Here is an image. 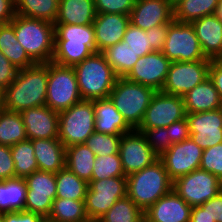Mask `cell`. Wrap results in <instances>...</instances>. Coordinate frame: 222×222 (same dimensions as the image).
<instances>
[{
	"label": "cell",
	"instance_id": "28",
	"mask_svg": "<svg viewBox=\"0 0 222 222\" xmlns=\"http://www.w3.org/2000/svg\"><path fill=\"white\" fill-rule=\"evenodd\" d=\"M0 51L18 70L35 64L18 42L11 23L0 24Z\"/></svg>",
	"mask_w": 222,
	"mask_h": 222
},
{
	"label": "cell",
	"instance_id": "16",
	"mask_svg": "<svg viewBox=\"0 0 222 222\" xmlns=\"http://www.w3.org/2000/svg\"><path fill=\"white\" fill-rule=\"evenodd\" d=\"M203 149L191 138L172 146L159 159L163 162L169 178L174 181L200 167Z\"/></svg>",
	"mask_w": 222,
	"mask_h": 222
},
{
	"label": "cell",
	"instance_id": "22",
	"mask_svg": "<svg viewBox=\"0 0 222 222\" xmlns=\"http://www.w3.org/2000/svg\"><path fill=\"white\" fill-rule=\"evenodd\" d=\"M130 23V15L115 13H96L94 27L96 52L121 42Z\"/></svg>",
	"mask_w": 222,
	"mask_h": 222
},
{
	"label": "cell",
	"instance_id": "37",
	"mask_svg": "<svg viewBox=\"0 0 222 222\" xmlns=\"http://www.w3.org/2000/svg\"><path fill=\"white\" fill-rule=\"evenodd\" d=\"M11 148L16 177L25 178L39 170L31 140L18 142Z\"/></svg>",
	"mask_w": 222,
	"mask_h": 222
},
{
	"label": "cell",
	"instance_id": "18",
	"mask_svg": "<svg viewBox=\"0 0 222 222\" xmlns=\"http://www.w3.org/2000/svg\"><path fill=\"white\" fill-rule=\"evenodd\" d=\"M190 138L203 150L222 142L221 108L186 114Z\"/></svg>",
	"mask_w": 222,
	"mask_h": 222
},
{
	"label": "cell",
	"instance_id": "13",
	"mask_svg": "<svg viewBox=\"0 0 222 222\" xmlns=\"http://www.w3.org/2000/svg\"><path fill=\"white\" fill-rule=\"evenodd\" d=\"M27 193L24 210L49 216L56 198V174L37 170L25 178Z\"/></svg>",
	"mask_w": 222,
	"mask_h": 222
},
{
	"label": "cell",
	"instance_id": "26",
	"mask_svg": "<svg viewBox=\"0 0 222 222\" xmlns=\"http://www.w3.org/2000/svg\"><path fill=\"white\" fill-rule=\"evenodd\" d=\"M185 112L196 113L221 108L222 98L208 77L183 96Z\"/></svg>",
	"mask_w": 222,
	"mask_h": 222
},
{
	"label": "cell",
	"instance_id": "9",
	"mask_svg": "<svg viewBox=\"0 0 222 222\" xmlns=\"http://www.w3.org/2000/svg\"><path fill=\"white\" fill-rule=\"evenodd\" d=\"M127 196V177L91 180L84 204L90 222H97L119 199Z\"/></svg>",
	"mask_w": 222,
	"mask_h": 222
},
{
	"label": "cell",
	"instance_id": "45",
	"mask_svg": "<svg viewBox=\"0 0 222 222\" xmlns=\"http://www.w3.org/2000/svg\"><path fill=\"white\" fill-rule=\"evenodd\" d=\"M15 177L16 173L11 148L0 144V181Z\"/></svg>",
	"mask_w": 222,
	"mask_h": 222
},
{
	"label": "cell",
	"instance_id": "14",
	"mask_svg": "<svg viewBox=\"0 0 222 222\" xmlns=\"http://www.w3.org/2000/svg\"><path fill=\"white\" fill-rule=\"evenodd\" d=\"M185 117L183 97L156 91L138 128L168 127Z\"/></svg>",
	"mask_w": 222,
	"mask_h": 222
},
{
	"label": "cell",
	"instance_id": "50",
	"mask_svg": "<svg viewBox=\"0 0 222 222\" xmlns=\"http://www.w3.org/2000/svg\"><path fill=\"white\" fill-rule=\"evenodd\" d=\"M209 78L222 98V58L212 59L209 66Z\"/></svg>",
	"mask_w": 222,
	"mask_h": 222
},
{
	"label": "cell",
	"instance_id": "42",
	"mask_svg": "<svg viewBox=\"0 0 222 222\" xmlns=\"http://www.w3.org/2000/svg\"><path fill=\"white\" fill-rule=\"evenodd\" d=\"M122 41L128 43L129 47L138 57H142L152 52L145 30H142L131 23L128 24Z\"/></svg>",
	"mask_w": 222,
	"mask_h": 222
},
{
	"label": "cell",
	"instance_id": "49",
	"mask_svg": "<svg viewBox=\"0 0 222 222\" xmlns=\"http://www.w3.org/2000/svg\"><path fill=\"white\" fill-rule=\"evenodd\" d=\"M41 217L39 214L25 210L5 212L4 222H39Z\"/></svg>",
	"mask_w": 222,
	"mask_h": 222
},
{
	"label": "cell",
	"instance_id": "4",
	"mask_svg": "<svg viewBox=\"0 0 222 222\" xmlns=\"http://www.w3.org/2000/svg\"><path fill=\"white\" fill-rule=\"evenodd\" d=\"M172 187L173 181L160 159L127 176V196L143 211L168 194Z\"/></svg>",
	"mask_w": 222,
	"mask_h": 222
},
{
	"label": "cell",
	"instance_id": "31",
	"mask_svg": "<svg viewBox=\"0 0 222 222\" xmlns=\"http://www.w3.org/2000/svg\"><path fill=\"white\" fill-rule=\"evenodd\" d=\"M102 53L118 78H124L139 59L129 44L123 41L106 48Z\"/></svg>",
	"mask_w": 222,
	"mask_h": 222
},
{
	"label": "cell",
	"instance_id": "19",
	"mask_svg": "<svg viewBox=\"0 0 222 222\" xmlns=\"http://www.w3.org/2000/svg\"><path fill=\"white\" fill-rule=\"evenodd\" d=\"M174 9L168 0H135L130 13V23L142 30L170 24Z\"/></svg>",
	"mask_w": 222,
	"mask_h": 222
},
{
	"label": "cell",
	"instance_id": "11",
	"mask_svg": "<svg viewBox=\"0 0 222 222\" xmlns=\"http://www.w3.org/2000/svg\"><path fill=\"white\" fill-rule=\"evenodd\" d=\"M172 189L191 207L201 206L222 191L221 180L203 169H196L173 181Z\"/></svg>",
	"mask_w": 222,
	"mask_h": 222
},
{
	"label": "cell",
	"instance_id": "7",
	"mask_svg": "<svg viewBox=\"0 0 222 222\" xmlns=\"http://www.w3.org/2000/svg\"><path fill=\"white\" fill-rule=\"evenodd\" d=\"M95 132L93 100H81L59 112L58 139L64 147L85 143Z\"/></svg>",
	"mask_w": 222,
	"mask_h": 222
},
{
	"label": "cell",
	"instance_id": "27",
	"mask_svg": "<svg viewBox=\"0 0 222 222\" xmlns=\"http://www.w3.org/2000/svg\"><path fill=\"white\" fill-rule=\"evenodd\" d=\"M95 16L94 0H59L55 24L90 25Z\"/></svg>",
	"mask_w": 222,
	"mask_h": 222
},
{
	"label": "cell",
	"instance_id": "36",
	"mask_svg": "<svg viewBox=\"0 0 222 222\" xmlns=\"http://www.w3.org/2000/svg\"><path fill=\"white\" fill-rule=\"evenodd\" d=\"M49 217L57 222H90L84 200L55 198Z\"/></svg>",
	"mask_w": 222,
	"mask_h": 222
},
{
	"label": "cell",
	"instance_id": "25",
	"mask_svg": "<svg viewBox=\"0 0 222 222\" xmlns=\"http://www.w3.org/2000/svg\"><path fill=\"white\" fill-rule=\"evenodd\" d=\"M38 169L57 173L65 167L66 148L58 138L31 140Z\"/></svg>",
	"mask_w": 222,
	"mask_h": 222
},
{
	"label": "cell",
	"instance_id": "38",
	"mask_svg": "<svg viewBox=\"0 0 222 222\" xmlns=\"http://www.w3.org/2000/svg\"><path fill=\"white\" fill-rule=\"evenodd\" d=\"M97 222H144V211L128 196L119 199Z\"/></svg>",
	"mask_w": 222,
	"mask_h": 222
},
{
	"label": "cell",
	"instance_id": "35",
	"mask_svg": "<svg viewBox=\"0 0 222 222\" xmlns=\"http://www.w3.org/2000/svg\"><path fill=\"white\" fill-rule=\"evenodd\" d=\"M56 198L85 200L88 183L66 166L56 173Z\"/></svg>",
	"mask_w": 222,
	"mask_h": 222
},
{
	"label": "cell",
	"instance_id": "10",
	"mask_svg": "<svg viewBox=\"0 0 222 222\" xmlns=\"http://www.w3.org/2000/svg\"><path fill=\"white\" fill-rule=\"evenodd\" d=\"M161 52L171 62L210 60L203 54L192 24L176 20L168 25L167 37Z\"/></svg>",
	"mask_w": 222,
	"mask_h": 222
},
{
	"label": "cell",
	"instance_id": "40",
	"mask_svg": "<svg viewBox=\"0 0 222 222\" xmlns=\"http://www.w3.org/2000/svg\"><path fill=\"white\" fill-rule=\"evenodd\" d=\"M122 134H104L94 132L85 144L96 156L119 154V143Z\"/></svg>",
	"mask_w": 222,
	"mask_h": 222
},
{
	"label": "cell",
	"instance_id": "55",
	"mask_svg": "<svg viewBox=\"0 0 222 222\" xmlns=\"http://www.w3.org/2000/svg\"><path fill=\"white\" fill-rule=\"evenodd\" d=\"M4 108V96L3 91L0 89V110Z\"/></svg>",
	"mask_w": 222,
	"mask_h": 222
},
{
	"label": "cell",
	"instance_id": "57",
	"mask_svg": "<svg viewBox=\"0 0 222 222\" xmlns=\"http://www.w3.org/2000/svg\"><path fill=\"white\" fill-rule=\"evenodd\" d=\"M168 1L170 2L171 6L174 8L182 0H168Z\"/></svg>",
	"mask_w": 222,
	"mask_h": 222
},
{
	"label": "cell",
	"instance_id": "47",
	"mask_svg": "<svg viewBox=\"0 0 222 222\" xmlns=\"http://www.w3.org/2000/svg\"><path fill=\"white\" fill-rule=\"evenodd\" d=\"M168 25L169 24L154 26L153 28L145 30L152 51H162L167 37Z\"/></svg>",
	"mask_w": 222,
	"mask_h": 222
},
{
	"label": "cell",
	"instance_id": "17",
	"mask_svg": "<svg viewBox=\"0 0 222 222\" xmlns=\"http://www.w3.org/2000/svg\"><path fill=\"white\" fill-rule=\"evenodd\" d=\"M171 61L160 51H152L139 57L131 71L124 77L128 81L139 83L161 91L168 74Z\"/></svg>",
	"mask_w": 222,
	"mask_h": 222
},
{
	"label": "cell",
	"instance_id": "20",
	"mask_svg": "<svg viewBox=\"0 0 222 222\" xmlns=\"http://www.w3.org/2000/svg\"><path fill=\"white\" fill-rule=\"evenodd\" d=\"M29 140L58 138L59 113L48 106L20 112Z\"/></svg>",
	"mask_w": 222,
	"mask_h": 222
},
{
	"label": "cell",
	"instance_id": "39",
	"mask_svg": "<svg viewBox=\"0 0 222 222\" xmlns=\"http://www.w3.org/2000/svg\"><path fill=\"white\" fill-rule=\"evenodd\" d=\"M91 180L127 177L123 172L119 154L96 156Z\"/></svg>",
	"mask_w": 222,
	"mask_h": 222
},
{
	"label": "cell",
	"instance_id": "48",
	"mask_svg": "<svg viewBox=\"0 0 222 222\" xmlns=\"http://www.w3.org/2000/svg\"><path fill=\"white\" fill-rule=\"evenodd\" d=\"M167 132L169 135V140L171 144L180 143L188 138H190L189 126L187 118H183L170 124L167 127Z\"/></svg>",
	"mask_w": 222,
	"mask_h": 222
},
{
	"label": "cell",
	"instance_id": "44",
	"mask_svg": "<svg viewBox=\"0 0 222 222\" xmlns=\"http://www.w3.org/2000/svg\"><path fill=\"white\" fill-rule=\"evenodd\" d=\"M135 0H94L96 13L130 15Z\"/></svg>",
	"mask_w": 222,
	"mask_h": 222
},
{
	"label": "cell",
	"instance_id": "8",
	"mask_svg": "<svg viewBox=\"0 0 222 222\" xmlns=\"http://www.w3.org/2000/svg\"><path fill=\"white\" fill-rule=\"evenodd\" d=\"M81 100L73 67L48 62L46 106L59 113Z\"/></svg>",
	"mask_w": 222,
	"mask_h": 222
},
{
	"label": "cell",
	"instance_id": "29",
	"mask_svg": "<svg viewBox=\"0 0 222 222\" xmlns=\"http://www.w3.org/2000/svg\"><path fill=\"white\" fill-rule=\"evenodd\" d=\"M96 155L85 143L66 147L65 166L82 180L92 178Z\"/></svg>",
	"mask_w": 222,
	"mask_h": 222
},
{
	"label": "cell",
	"instance_id": "3",
	"mask_svg": "<svg viewBox=\"0 0 222 222\" xmlns=\"http://www.w3.org/2000/svg\"><path fill=\"white\" fill-rule=\"evenodd\" d=\"M10 23L14 26L18 42L35 63L52 61L55 43L53 23L17 14Z\"/></svg>",
	"mask_w": 222,
	"mask_h": 222
},
{
	"label": "cell",
	"instance_id": "30",
	"mask_svg": "<svg viewBox=\"0 0 222 222\" xmlns=\"http://www.w3.org/2000/svg\"><path fill=\"white\" fill-rule=\"evenodd\" d=\"M26 193L24 178L15 177L0 181V213L24 210Z\"/></svg>",
	"mask_w": 222,
	"mask_h": 222
},
{
	"label": "cell",
	"instance_id": "53",
	"mask_svg": "<svg viewBox=\"0 0 222 222\" xmlns=\"http://www.w3.org/2000/svg\"><path fill=\"white\" fill-rule=\"evenodd\" d=\"M190 222H216L207 210L202 206H194L191 209Z\"/></svg>",
	"mask_w": 222,
	"mask_h": 222
},
{
	"label": "cell",
	"instance_id": "58",
	"mask_svg": "<svg viewBox=\"0 0 222 222\" xmlns=\"http://www.w3.org/2000/svg\"><path fill=\"white\" fill-rule=\"evenodd\" d=\"M0 222H4V213H0Z\"/></svg>",
	"mask_w": 222,
	"mask_h": 222
},
{
	"label": "cell",
	"instance_id": "15",
	"mask_svg": "<svg viewBox=\"0 0 222 222\" xmlns=\"http://www.w3.org/2000/svg\"><path fill=\"white\" fill-rule=\"evenodd\" d=\"M118 153L125 176L141 171L159 159L137 129L122 134Z\"/></svg>",
	"mask_w": 222,
	"mask_h": 222
},
{
	"label": "cell",
	"instance_id": "34",
	"mask_svg": "<svg viewBox=\"0 0 222 222\" xmlns=\"http://www.w3.org/2000/svg\"><path fill=\"white\" fill-rule=\"evenodd\" d=\"M219 0H182L174 9V20L192 23L204 16L214 15Z\"/></svg>",
	"mask_w": 222,
	"mask_h": 222
},
{
	"label": "cell",
	"instance_id": "41",
	"mask_svg": "<svg viewBox=\"0 0 222 222\" xmlns=\"http://www.w3.org/2000/svg\"><path fill=\"white\" fill-rule=\"evenodd\" d=\"M143 136L153 152L161 157L171 146L167 127L160 128H137Z\"/></svg>",
	"mask_w": 222,
	"mask_h": 222
},
{
	"label": "cell",
	"instance_id": "52",
	"mask_svg": "<svg viewBox=\"0 0 222 222\" xmlns=\"http://www.w3.org/2000/svg\"><path fill=\"white\" fill-rule=\"evenodd\" d=\"M15 15V0H0V24L10 23Z\"/></svg>",
	"mask_w": 222,
	"mask_h": 222
},
{
	"label": "cell",
	"instance_id": "33",
	"mask_svg": "<svg viewBox=\"0 0 222 222\" xmlns=\"http://www.w3.org/2000/svg\"><path fill=\"white\" fill-rule=\"evenodd\" d=\"M27 140L25 125L20 113L0 110V144L12 147Z\"/></svg>",
	"mask_w": 222,
	"mask_h": 222
},
{
	"label": "cell",
	"instance_id": "32",
	"mask_svg": "<svg viewBox=\"0 0 222 222\" xmlns=\"http://www.w3.org/2000/svg\"><path fill=\"white\" fill-rule=\"evenodd\" d=\"M59 0H15L17 15L48 21L55 24Z\"/></svg>",
	"mask_w": 222,
	"mask_h": 222
},
{
	"label": "cell",
	"instance_id": "1",
	"mask_svg": "<svg viewBox=\"0 0 222 222\" xmlns=\"http://www.w3.org/2000/svg\"><path fill=\"white\" fill-rule=\"evenodd\" d=\"M48 63H35L19 70L3 91L4 109L13 112L46 105Z\"/></svg>",
	"mask_w": 222,
	"mask_h": 222
},
{
	"label": "cell",
	"instance_id": "54",
	"mask_svg": "<svg viewBox=\"0 0 222 222\" xmlns=\"http://www.w3.org/2000/svg\"><path fill=\"white\" fill-rule=\"evenodd\" d=\"M219 18L220 20L222 21V0H219V4L217 6V10H216V13H215Z\"/></svg>",
	"mask_w": 222,
	"mask_h": 222
},
{
	"label": "cell",
	"instance_id": "46",
	"mask_svg": "<svg viewBox=\"0 0 222 222\" xmlns=\"http://www.w3.org/2000/svg\"><path fill=\"white\" fill-rule=\"evenodd\" d=\"M19 70L0 51V89L4 91L15 79Z\"/></svg>",
	"mask_w": 222,
	"mask_h": 222
},
{
	"label": "cell",
	"instance_id": "5",
	"mask_svg": "<svg viewBox=\"0 0 222 222\" xmlns=\"http://www.w3.org/2000/svg\"><path fill=\"white\" fill-rule=\"evenodd\" d=\"M73 69L83 100L107 98L118 78L102 52H94Z\"/></svg>",
	"mask_w": 222,
	"mask_h": 222
},
{
	"label": "cell",
	"instance_id": "6",
	"mask_svg": "<svg viewBox=\"0 0 222 222\" xmlns=\"http://www.w3.org/2000/svg\"><path fill=\"white\" fill-rule=\"evenodd\" d=\"M156 91L148 86L117 78L109 98L125 121L137 129Z\"/></svg>",
	"mask_w": 222,
	"mask_h": 222
},
{
	"label": "cell",
	"instance_id": "23",
	"mask_svg": "<svg viewBox=\"0 0 222 222\" xmlns=\"http://www.w3.org/2000/svg\"><path fill=\"white\" fill-rule=\"evenodd\" d=\"M201 49L206 58L222 57V21L214 14L193 21Z\"/></svg>",
	"mask_w": 222,
	"mask_h": 222
},
{
	"label": "cell",
	"instance_id": "12",
	"mask_svg": "<svg viewBox=\"0 0 222 222\" xmlns=\"http://www.w3.org/2000/svg\"><path fill=\"white\" fill-rule=\"evenodd\" d=\"M211 60L171 62L162 92L183 97L209 77Z\"/></svg>",
	"mask_w": 222,
	"mask_h": 222
},
{
	"label": "cell",
	"instance_id": "21",
	"mask_svg": "<svg viewBox=\"0 0 222 222\" xmlns=\"http://www.w3.org/2000/svg\"><path fill=\"white\" fill-rule=\"evenodd\" d=\"M191 209L172 189L144 211V222H190Z\"/></svg>",
	"mask_w": 222,
	"mask_h": 222
},
{
	"label": "cell",
	"instance_id": "2",
	"mask_svg": "<svg viewBox=\"0 0 222 222\" xmlns=\"http://www.w3.org/2000/svg\"><path fill=\"white\" fill-rule=\"evenodd\" d=\"M55 43L52 62L73 67L96 52L94 27L78 24H54Z\"/></svg>",
	"mask_w": 222,
	"mask_h": 222
},
{
	"label": "cell",
	"instance_id": "51",
	"mask_svg": "<svg viewBox=\"0 0 222 222\" xmlns=\"http://www.w3.org/2000/svg\"><path fill=\"white\" fill-rule=\"evenodd\" d=\"M201 206L215 218L216 222H222V191Z\"/></svg>",
	"mask_w": 222,
	"mask_h": 222
},
{
	"label": "cell",
	"instance_id": "43",
	"mask_svg": "<svg viewBox=\"0 0 222 222\" xmlns=\"http://www.w3.org/2000/svg\"><path fill=\"white\" fill-rule=\"evenodd\" d=\"M199 168L222 179V142L203 150Z\"/></svg>",
	"mask_w": 222,
	"mask_h": 222
},
{
	"label": "cell",
	"instance_id": "56",
	"mask_svg": "<svg viewBox=\"0 0 222 222\" xmlns=\"http://www.w3.org/2000/svg\"><path fill=\"white\" fill-rule=\"evenodd\" d=\"M39 222H57V221L53 220L49 216H44V217H41Z\"/></svg>",
	"mask_w": 222,
	"mask_h": 222
},
{
	"label": "cell",
	"instance_id": "24",
	"mask_svg": "<svg viewBox=\"0 0 222 222\" xmlns=\"http://www.w3.org/2000/svg\"><path fill=\"white\" fill-rule=\"evenodd\" d=\"M95 131L104 134H124L133 130L116 110L109 97L93 100Z\"/></svg>",
	"mask_w": 222,
	"mask_h": 222
}]
</instances>
